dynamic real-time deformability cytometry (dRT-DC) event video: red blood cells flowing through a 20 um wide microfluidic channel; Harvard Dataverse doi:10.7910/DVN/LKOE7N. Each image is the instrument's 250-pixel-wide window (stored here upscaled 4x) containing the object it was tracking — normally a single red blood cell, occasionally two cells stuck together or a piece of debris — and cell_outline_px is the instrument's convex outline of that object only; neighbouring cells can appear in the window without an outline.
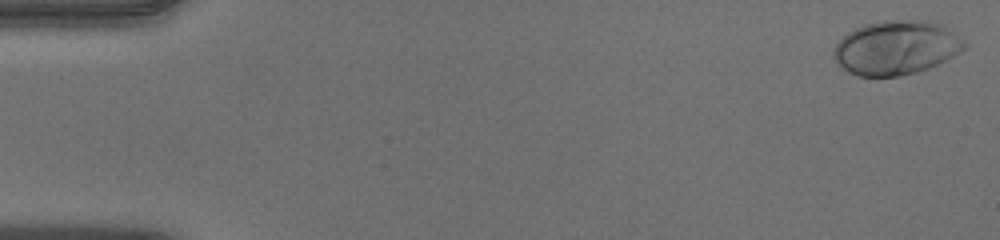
{"species": "human", "species_latin": "Homo sapiens", "temperature_condition": "warm", "stored_images_in_passage": 52, "camera_frame_rate_fps": 3000, "um_per_image_px": 0.085, "donor": {"sex": "male"}, "frame": {"image": 1, "passage_image": 1, "time_ms": 0.0, "image_size_px": [1000, 240], "cell_outline_px": [[968, 44], [964, 48], [952, 56], [928, 68], [916, 72], [900, 76], [860, 76], [848, 72], [832, 56], [832, 48], [848, 32], [864, 24], [884, 20], [932, 20], [940, 24]], "centroid_in_image_um": [76.14, 4.04], "position_along_channel_um": 8.9, "area_um2": 40.86}}
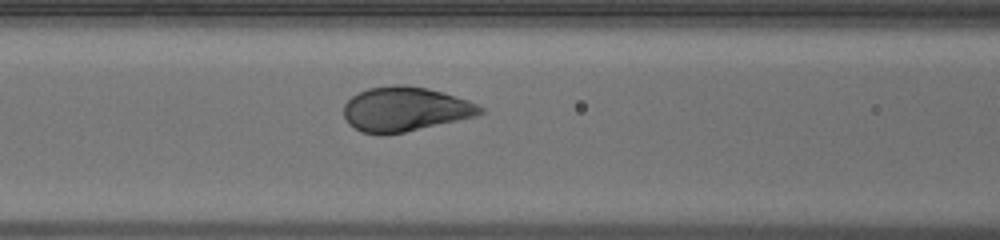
{"frame": {"image": 2, "passage_image": 22, "time_ms": 7.0, "image_size_px": [1000, 240], "cell_outline_px": [[484, 112], [476, 116], [404, 132], [384, 136], [360, 132], [348, 124], [344, 116], [344, 104], [352, 96], [368, 88], [396, 84], [404, 84], [428, 88], [468, 100], [484, 108]], "centroid_in_image_um": [34.4, 9.29], "position_along_channel_um": 132.2, "area_um2": 35.49}}
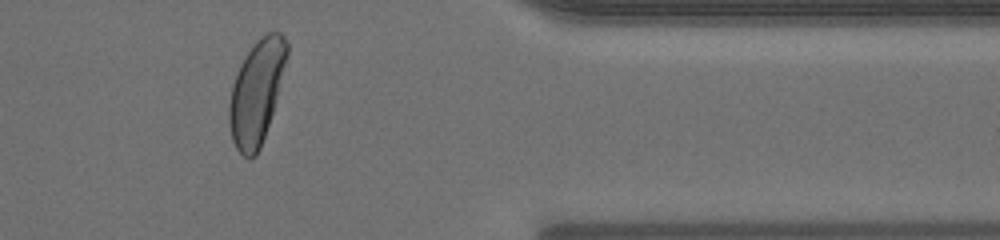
{"frame": {"image": 3, "passage_image": 43, "time_ms": 14.0, "image_size_px": [1000, 240], "cell_outline_px": [[288, 56], [272, 112], [260, 148], [256, 156], [248, 160], [236, 148], [232, 140], [228, 120], [228, 108], [232, 84], [236, 72], [244, 56], [256, 40], [268, 32], [280, 32], [284, 36], [288, 44]], "centroid_in_image_um": [21.79, 7.82], "position_along_channel_um": 389.6, "area_um2": 34.85}, "authors_computed_cell_mechanics": {"area_um2": 36.7608, "velocity_mm_per_s": 3.9349, "shape_relaxation_time_tau1_ms": 2.0102, "shape_relaxation_time_tau2_ms": null, "deformation_change_tau1": 0.164, "deformation_change_tau2": null}}